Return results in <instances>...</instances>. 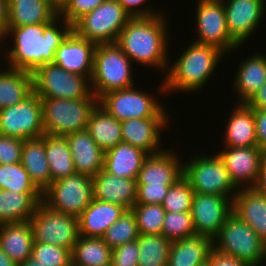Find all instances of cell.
<instances>
[{
  "label": "cell",
  "mask_w": 266,
  "mask_h": 266,
  "mask_svg": "<svg viewBox=\"0 0 266 266\" xmlns=\"http://www.w3.org/2000/svg\"><path fill=\"white\" fill-rule=\"evenodd\" d=\"M72 30L73 26L60 15L50 23L7 27L1 46L9 37L13 43L1 55L6 66L33 73L38 67L54 62L55 51Z\"/></svg>",
  "instance_id": "obj_1"
},
{
  "label": "cell",
  "mask_w": 266,
  "mask_h": 266,
  "mask_svg": "<svg viewBox=\"0 0 266 266\" xmlns=\"http://www.w3.org/2000/svg\"><path fill=\"white\" fill-rule=\"evenodd\" d=\"M163 14L162 11L156 16L130 18L116 44L134 64L158 69L165 74L172 60L168 54L171 32H168V19Z\"/></svg>",
  "instance_id": "obj_2"
},
{
  "label": "cell",
  "mask_w": 266,
  "mask_h": 266,
  "mask_svg": "<svg viewBox=\"0 0 266 266\" xmlns=\"http://www.w3.org/2000/svg\"><path fill=\"white\" fill-rule=\"evenodd\" d=\"M225 53L217 47L190 42L178 55L172 65H169L163 81H161L156 94L168 96L170 93H191L203 89L216 72ZM213 74V75H212Z\"/></svg>",
  "instance_id": "obj_3"
},
{
  "label": "cell",
  "mask_w": 266,
  "mask_h": 266,
  "mask_svg": "<svg viewBox=\"0 0 266 266\" xmlns=\"http://www.w3.org/2000/svg\"><path fill=\"white\" fill-rule=\"evenodd\" d=\"M133 62L116 43L97 44L91 91L99 99L108 92L133 87Z\"/></svg>",
  "instance_id": "obj_4"
},
{
  "label": "cell",
  "mask_w": 266,
  "mask_h": 266,
  "mask_svg": "<svg viewBox=\"0 0 266 266\" xmlns=\"http://www.w3.org/2000/svg\"><path fill=\"white\" fill-rule=\"evenodd\" d=\"M44 132L51 136H66L85 130L91 112L98 104L92 93L80 99L40 98Z\"/></svg>",
  "instance_id": "obj_5"
},
{
  "label": "cell",
  "mask_w": 266,
  "mask_h": 266,
  "mask_svg": "<svg viewBox=\"0 0 266 266\" xmlns=\"http://www.w3.org/2000/svg\"><path fill=\"white\" fill-rule=\"evenodd\" d=\"M212 246L214 250L252 266L266 264V243L234 213L227 218L212 240Z\"/></svg>",
  "instance_id": "obj_6"
},
{
  "label": "cell",
  "mask_w": 266,
  "mask_h": 266,
  "mask_svg": "<svg viewBox=\"0 0 266 266\" xmlns=\"http://www.w3.org/2000/svg\"><path fill=\"white\" fill-rule=\"evenodd\" d=\"M183 176L194 192L225 196L233 201L238 188L231 181L220 156L197 153L183 162Z\"/></svg>",
  "instance_id": "obj_7"
},
{
  "label": "cell",
  "mask_w": 266,
  "mask_h": 266,
  "mask_svg": "<svg viewBox=\"0 0 266 266\" xmlns=\"http://www.w3.org/2000/svg\"><path fill=\"white\" fill-rule=\"evenodd\" d=\"M138 89V90H137ZM145 91V92H144ZM135 86L106 93L98 104L118 121L149 117H170L159 97ZM157 98V99H156ZM162 103V104H161Z\"/></svg>",
  "instance_id": "obj_8"
},
{
  "label": "cell",
  "mask_w": 266,
  "mask_h": 266,
  "mask_svg": "<svg viewBox=\"0 0 266 266\" xmlns=\"http://www.w3.org/2000/svg\"><path fill=\"white\" fill-rule=\"evenodd\" d=\"M93 198V178L77 172L50 183L42 193L46 206L77 218Z\"/></svg>",
  "instance_id": "obj_9"
},
{
  "label": "cell",
  "mask_w": 266,
  "mask_h": 266,
  "mask_svg": "<svg viewBox=\"0 0 266 266\" xmlns=\"http://www.w3.org/2000/svg\"><path fill=\"white\" fill-rule=\"evenodd\" d=\"M130 18L117 0H105L80 18L73 30L95 44L116 43Z\"/></svg>",
  "instance_id": "obj_10"
},
{
  "label": "cell",
  "mask_w": 266,
  "mask_h": 266,
  "mask_svg": "<svg viewBox=\"0 0 266 266\" xmlns=\"http://www.w3.org/2000/svg\"><path fill=\"white\" fill-rule=\"evenodd\" d=\"M32 75L33 91L40 98L72 100L92 94L88 77L70 73L53 63L38 67Z\"/></svg>",
  "instance_id": "obj_11"
},
{
  "label": "cell",
  "mask_w": 266,
  "mask_h": 266,
  "mask_svg": "<svg viewBox=\"0 0 266 266\" xmlns=\"http://www.w3.org/2000/svg\"><path fill=\"white\" fill-rule=\"evenodd\" d=\"M29 222L34 242L61 246L72 252L79 237L77 217L54 211L40 202Z\"/></svg>",
  "instance_id": "obj_12"
},
{
  "label": "cell",
  "mask_w": 266,
  "mask_h": 266,
  "mask_svg": "<svg viewBox=\"0 0 266 266\" xmlns=\"http://www.w3.org/2000/svg\"><path fill=\"white\" fill-rule=\"evenodd\" d=\"M195 9L194 42L217 47L226 55L240 48L229 34L222 0H197Z\"/></svg>",
  "instance_id": "obj_13"
},
{
  "label": "cell",
  "mask_w": 266,
  "mask_h": 266,
  "mask_svg": "<svg viewBox=\"0 0 266 266\" xmlns=\"http://www.w3.org/2000/svg\"><path fill=\"white\" fill-rule=\"evenodd\" d=\"M0 134L22 140L45 134L41 100L34 91L22 102L0 110Z\"/></svg>",
  "instance_id": "obj_14"
},
{
  "label": "cell",
  "mask_w": 266,
  "mask_h": 266,
  "mask_svg": "<svg viewBox=\"0 0 266 266\" xmlns=\"http://www.w3.org/2000/svg\"><path fill=\"white\" fill-rule=\"evenodd\" d=\"M232 213L231 199L194 192L191 215L196 235L213 240Z\"/></svg>",
  "instance_id": "obj_15"
},
{
  "label": "cell",
  "mask_w": 266,
  "mask_h": 266,
  "mask_svg": "<svg viewBox=\"0 0 266 266\" xmlns=\"http://www.w3.org/2000/svg\"><path fill=\"white\" fill-rule=\"evenodd\" d=\"M231 38L239 45L254 35L266 12V0H222ZM247 40V41H246Z\"/></svg>",
  "instance_id": "obj_16"
},
{
  "label": "cell",
  "mask_w": 266,
  "mask_h": 266,
  "mask_svg": "<svg viewBox=\"0 0 266 266\" xmlns=\"http://www.w3.org/2000/svg\"><path fill=\"white\" fill-rule=\"evenodd\" d=\"M224 161L231 181L239 188L254 187L266 152L257 147H224L217 153Z\"/></svg>",
  "instance_id": "obj_17"
},
{
  "label": "cell",
  "mask_w": 266,
  "mask_h": 266,
  "mask_svg": "<svg viewBox=\"0 0 266 266\" xmlns=\"http://www.w3.org/2000/svg\"><path fill=\"white\" fill-rule=\"evenodd\" d=\"M178 152L165 149L148 155L137 176V185L148 187H170L183 177V160Z\"/></svg>",
  "instance_id": "obj_18"
},
{
  "label": "cell",
  "mask_w": 266,
  "mask_h": 266,
  "mask_svg": "<svg viewBox=\"0 0 266 266\" xmlns=\"http://www.w3.org/2000/svg\"><path fill=\"white\" fill-rule=\"evenodd\" d=\"M170 117H149L121 121L122 142L137 147L148 155L160 153L162 147L161 132L168 130Z\"/></svg>",
  "instance_id": "obj_19"
},
{
  "label": "cell",
  "mask_w": 266,
  "mask_h": 266,
  "mask_svg": "<svg viewBox=\"0 0 266 266\" xmlns=\"http://www.w3.org/2000/svg\"><path fill=\"white\" fill-rule=\"evenodd\" d=\"M96 46L97 44L80 37L72 30L55 51L53 64L91 79Z\"/></svg>",
  "instance_id": "obj_20"
},
{
  "label": "cell",
  "mask_w": 266,
  "mask_h": 266,
  "mask_svg": "<svg viewBox=\"0 0 266 266\" xmlns=\"http://www.w3.org/2000/svg\"><path fill=\"white\" fill-rule=\"evenodd\" d=\"M93 192L97 200L131 210L136 204L137 182L134 179L115 176L102 168L93 177Z\"/></svg>",
  "instance_id": "obj_21"
},
{
  "label": "cell",
  "mask_w": 266,
  "mask_h": 266,
  "mask_svg": "<svg viewBox=\"0 0 266 266\" xmlns=\"http://www.w3.org/2000/svg\"><path fill=\"white\" fill-rule=\"evenodd\" d=\"M65 137L77 173L93 178L104 168L105 152L97 145L86 129Z\"/></svg>",
  "instance_id": "obj_22"
},
{
  "label": "cell",
  "mask_w": 266,
  "mask_h": 266,
  "mask_svg": "<svg viewBox=\"0 0 266 266\" xmlns=\"http://www.w3.org/2000/svg\"><path fill=\"white\" fill-rule=\"evenodd\" d=\"M232 210L266 243V195L254 187L239 188L232 201Z\"/></svg>",
  "instance_id": "obj_23"
},
{
  "label": "cell",
  "mask_w": 266,
  "mask_h": 266,
  "mask_svg": "<svg viewBox=\"0 0 266 266\" xmlns=\"http://www.w3.org/2000/svg\"><path fill=\"white\" fill-rule=\"evenodd\" d=\"M228 115L223 147L257 146L254 109L246 103H236Z\"/></svg>",
  "instance_id": "obj_24"
},
{
  "label": "cell",
  "mask_w": 266,
  "mask_h": 266,
  "mask_svg": "<svg viewBox=\"0 0 266 266\" xmlns=\"http://www.w3.org/2000/svg\"><path fill=\"white\" fill-rule=\"evenodd\" d=\"M255 53L244 58L237 67L232 83L237 103H247L266 82V54Z\"/></svg>",
  "instance_id": "obj_25"
},
{
  "label": "cell",
  "mask_w": 266,
  "mask_h": 266,
  "mask_svg": "<svg viewBox=\"0 0 266 266\" xmlns=\"http://www.w3.org/2000/svg\"><path fill=\"white\" fill-rule=\"evenodd\" d=\"M127 211L121 205L102 202L93 198L92 202L78 217L79 235L102 237L107 229Z\"/></svg>",
  "instance_id": "obj_26"
},
{
  "label": "cell",
  "mask_w": 266,
  "mask_h": 266,
  "mask_svg": "<svg viewBox=\"0 0 266 266\" xmlns=\"http://www.w3.org/2000/svg\"><path fill=\"white\" fill-rule=\"evenodd\" d=\"M40 202H42L41 192L0 189V225L29 221Z\"/></svg>",
  "instance_id": "obj_27"
},
{
  "label": "cell",
  "mask_w": 266,
  "mask_h": 266,
  "mask_svg": "<svg viewBox=\"0 0 266 266\" xmlns=\"http://www.w3.org/2000/svg\"><path fill=\"white\" fill-rule=\"evenodd\" d=\"M20 163L28 172L32 183L43 193L51 183L44 135L24 140Z\"/></svg>",
  "instance_id": "obj_28"
},
{
  "label": "cell",
  "mask_w": 266,
  "mask_h": 266,
  "mask_svg": "<svg viewBox=\"0 0 266 266\" xmlns=\"http://www.w3.org/2000/svg\"><path fill=\"white\" fill-rule=\"evenodd\" d=\"M34 242L29 221L0 225V248L21 266L32 255Z\"/></svg>",
  "instance_id": "obj_29"
},
{
  "label": "cell",
  "mask_w": 266,
  "mask_h": 266,
  "mask_svg": "<svg viewBox=\"0 0 266 266\" xmlns=\"http://www.w3.org/2000/svg\"><path fill=\"white\" fill-rule=\"evenodd\" d=\"M148 156L143 150L126 143H118L104 154V169L121 178L137 180L142 163Z\"/></svg>",
  "instance_id": "obj_30"
},
{
  "label": "cell",
  "mask_w": 266,
  "mask_h": 266,
  "mask_svg": "<svg viewBox=\"0 0 266 266\" xmlns=\"http://www.w3.org/2000/svg\"><path fill=\"white\" fill-rule=\"evenodd\" d=\"M8 5L7 27L50 23L59 15L48 0H8Z\"/></svg>",
  "instance_id": "obj_31"
},
{
  "label": "cell",
  "mask_w": 266,
  "mask_h": 266,
  "mask_svg": "<svg viewBox=\"0 0 266 266\" xmlns=\"http://www.w3.org/2000/svg\"><path fill=\"white\" fill-rule=\"evenodd\" d=\"M212 248V240L199 235L173 241L167 266H202Z\"/></svg>",
  "instance_id": "obj_32"
},
{
  "label": "cell",
  "mask_w": 266,
  "mask_h": 266,
  "mask_svg": "<svg viewBox=\"0 0 266 266\" xmlns=\"http://www.w3.org/2000/svg\"><path fill=\"white\" fill-rule=\"evenodd\" d=\"M0 110L22 102L33 92L31 72L0 67Z\"/></svg>",
  "instance_id": "obj_33"
},
{
  "label": "cell",
  "mask_w": 266,
  "mask_h": 266,
  "mask_svg": "<svg viewBox=\"0 0 266 266\" xmlns=\"http://www.w3.org/2000/svg\"><path fill=\"white\" fill-rule=\"evenodd\" d=\"M86 130L104 152L122 142L121 121L99 104L91 112Z\"/></svg>",
  "instance_id": "obj_34"
},
{
  "label": "cell",
  "mask_w": 266,
  "mask_h": 266,
  "mask_svg": "<svg viewBox=\"0 0 266 266\" xmlns=\"http://www.w3.org/2000/svg\"><path fill=\"white\" fill-rule=\"evenodd\" d=\"M72 266H110L112 249L101 237L79 235L71 252Z\"/></svg>",
  "instance_id": "obj_35"
},
{
  "label": "cell",
  "mask_w": 266,
  "mask_h": 266,
  "mask_svg": "<svg viewBox=\"0 0 266 266\" xmlns=\"http://www.w3.org/2000/svg\"><path fill=\"white\" fill-rule=\"evenodd\" d=\"M44 141L51 183L76 173L66 137L44 134Z\"/></svg>",
  "instance_id": "obj_36"
},
{
  "label": "cell",
  "mask_w": 266,
  "mask_h": 266,
  "mask_svg": "<svg viewBox=\"0 0 266 266\" xmlns=\"http://www.w3.org/2000/svg\"><path fill=\"white\" fill-rule=\"evenodd\" d=\"M138 266H167L172 242L163 235H142L137 239Z\"/></svg>",
  "instance_id": "obj_37"
},
{
  "label": "cell",
  "mask_w": 266,
  "mask_h": 266,
  "mask_svg": "<svg viewBox=\"0 0 266 266\" xmlns=\"http://www.w3.org/2000/svg\"><path fill=\"white\" fill-rule=\"evenodd\" d=\"M138 237L136 218L131 210H127L116 222L110 225L101 238L111 249H114L125 243L135 241Z\"/></svg>",
  "instance_id": "obj_38"
},
{
  "label": "cell",
  "mask_w": 266,
  "mask_h": 266,
  "mask_svg": "<svg viewBox=\"0 0 266 266\" xmlns=\"http://www.w3.org/2000/svg\"><path fill=\"white\" fill-rule=\"evenodd\" d=\"M131 212L136 218L139 234L161 235L165 209L160 204H135Z\"/></svg>",
  "instance_id": "obj_39"
},
{
  "label": "cell",
  "mask_w": 266,
  "mask_h": 266,
  "mask_svg": "<svg viewBox=\"0 0 266 266\" xmlns=\"http://www.w3.org/2000/svg\"><path fill=\"white\" fill-rule=\"evenodd\" d=\"M0 189L15 192H40L21 163L0 164Z\"/></svg>",
  "instance_id": "obj_40"
},
{
  "label": "cell",
  "mask_w": 266,
  "mask_h": 266,
  "mask_svg": "<svg viewBox=\"0 0 266 266\" xmlns=\"http://www.w3.org/2000/svg\"><path fill=\"white\" fill-rule=\"evenodd\" d=\"M161 235L171 242L195 236L191 211L166 212Z\"/></svg>",
  "instance_id": "obj_41"
},
{
  "label": "cell",
  "mask_w": 266,
  "mask_h": 266,
  "mask_svg": "<svg viewBox=\"0 0 266 266\" xmlns=\"http://www.w3.org/2000/svg\"><path fill=\"white\" fill-rule=\"evenodd\" d=\"M193 195L194 191L189 181L183 176L169 187L161 205L166 212L191 211Z\"/></svg>",
  "instance_id": "obj_42"
},
{
  "label": "cell",
  "mask_w": 266,
  "mask_h": 266,
  "mask_svg": "<svg viewBox=\"0 0 266 266\" xmlns=\"http://www.w3.org/2000/svg\"><path fill=\"white\" fill-rule=\"evenodd\" d=\"M32 256L46 266H72L71 251L61 246L33 242Z\"/></svg>",
  "instance_id": "obj_43"
},
{
  "label": "cell",
  "mask_w": 266,
  "mask_h": 266,
  "mask_svg": "<svg viewBox=\"0 0 266 266\" xmlns=\"http://www.w3.org/2000/svg\"><path fill=\"white\" fill-rule=\"evenodd\" d=\"M104 1L105 0H71L59 15L73 26L80 18L88 12L93 11Z\"/></svg>",
  "instance_id": "obj_44"
},
{
  "label": "cell",
  "mask_w": 266,
  "mask_h": 266,
  "mask_svg": "<svg viewBox=\"0 0 266 266\" xmlns=\"http://www.w3.org/2000/svg\"><path fill=\"white\" fill-rule=\"evenodd\" d=\"M24 140L0 134V164L21 162Z\"/></svg>",
  "instance_id": "obj_45"
},
{
  "label": "cell",
  "mask_w": 266,
  "mask_h": 266,
  "mask_svg": "<svg viewBox=\"0 0 266 266\" xmlns=\"http://www.w3.org/2000/svg\"><path fill=\"white\" fill-rule=\"evenodd\" d=\"M139 248L137 240L112 249L113 266H138Z\"/></svg>",
  "instance_id": "obj_46"
},
{
  "label": "cell",
  "mask_w": 266,
  "mask_h": 266,
  "mask_svg": "<svg viewBox=\"0 0 266 266\" xmlns=\"http://www.w3.org/2000/svg\"><path fill=\"white\" fill-rule=\"evenodd\" d=\"M169 187L137 185L136 204H162Z\"/></svg>",
  "instance_id": "obj_47"
},
{
  "label": "cell",
  "mask_w": 266,
  "mask_h": 266,
  "mask_svg": "<svg viewBox=\"0 0 266 266\" xmlns=\"http://www.w3.org/2000/svg\"><path fill=\"white\" fill-rule=\"evenodd\" d=\"M124 11L131 17H151L161 14L160 10L153 9L147 4V0H117Z\"/></svg>",
  "instance_id": "obj_48"
},
{
  "label": "cell",
  "mask_w": 266,
  "mask_h": 266,
  "mask_svg": "<svg viewBox=\"0 0 266 266\" xmlns=\"http://www.w3.org/2000/svg\"><path fill=\"white\" fill-rule=\"evenodd\" d=\"M206 264L207 266H252L233 256L222 254L213 248L207 257Z\"/></svg>",
  "instance_id": "obj_49"
},
{
  "label": "cell",
  "mask_w": 266,
  "mask_h": 266,
  "mask_svg": "<svg viewBox=\"0 0 266 266\" xmlns=\"http://www.w3.org/2000/svg\"><path fill=\"white\" fill-rule=\"evenodd\" d=\"M257 147L266 152V108H253Z\"/></svg>",
  "instance_id": "obj_50"
},
{
  "label": "cell",
  "mask_w": 266,
  "mask_h": 266,
  "mask_svg": "<svg viewBox=\"0 0 266 266\" xmlns=\"http://www.w3.org/2000/svg\"><path fill=\"white\" fill-rule=\"evenodd\" d=\"M9 5L8 0H0V43L7 32V25L9 21Z\"/></svg>",
  "instance_id": "obj_51"
},
{
  "label": "cell",
  "mask_w": 266,
  "mask_h": 266,
  "mask_svg": "<svg viewBox=\"0 0 266 266\" xmlns=\"http://www.w3.org/2000/svg\"><path fill=\"white\" fill-rule=\"evenodd\" d=\"M246 104L251 108H266V82Z\"/></svg>",
  "instance_id": "obj_52"
},
{
  "label": "cell",
  "mask_w": 266,
  "mask_h": 266,
  "mask_svg": "<svg viewBox=\"0 0 266 266\" xmlns=\"http://www.w3.org/2000/svg\"><path fill=\"white\" fill-rule=\"evenodd\" d=\"M254 188L266 195V156L261 162L259 177Z\"/></svg>",
  "instance_id": "obj_53"
},
{
  "label": "cell",
  "mask_w": 266,
  "mask_h": 266,
  "mask_svg": "<svg viewBox=\"0 0 266 266\" xmlns=\"http://www.w3.org/2000/svg\"><path fill=\"white\" fill-rule=\"evenodd\" d=\"M0 266H18V265L0 248Z\"/></svg>",
  "instance_id": "obj_54"
},
{
  "label": "cell",
  "mask_w": 266,
  "mask_h": 266,
  "mask_svg": "<svg viewBox=\"0 0 266 266\" xmlns=\"http://www.w3.org/2000/svg\"><path fill=\"white\" fill-rule=\"evenodd\" d=\"M50 5L60 13L71 0H48Z\"/></svg>",
  "instance_id": "obj_55"
},
{
  "label": "cell",
  "mask_w": 266,
  "mask_h": 266,
  "mask_svg": "<svg viewBox=\"0 0 266 266\" xmlns=\"http://www.w3.org/2000/svg\"><path fill=\"white\" fill-rule=\"evenodd\" d=\"M21 266H46V265L39 263V261L31 255L26 259V261Z\"/></svg>",
  "instance_id": "obj_56"
}]
</instances>
